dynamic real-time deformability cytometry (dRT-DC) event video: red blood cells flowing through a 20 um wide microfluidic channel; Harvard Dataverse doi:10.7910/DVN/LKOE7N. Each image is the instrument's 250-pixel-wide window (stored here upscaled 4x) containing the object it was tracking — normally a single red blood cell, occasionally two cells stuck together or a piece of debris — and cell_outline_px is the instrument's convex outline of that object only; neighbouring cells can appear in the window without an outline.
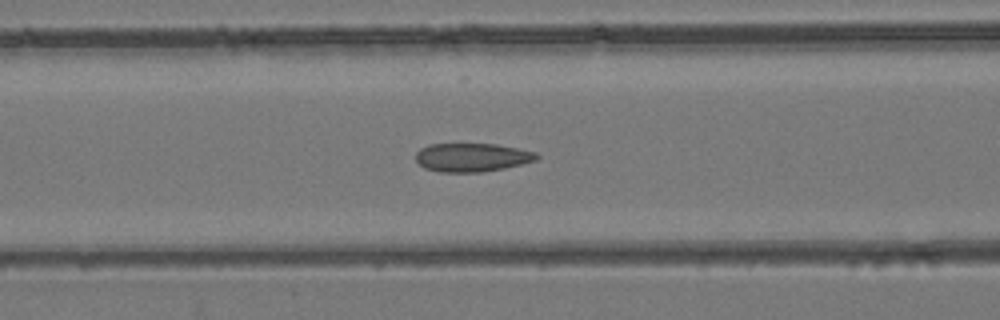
{"species": "common noctule bat (a hibernating species)", "species_latin": "Nyctalus noctula", "temperature_condition": "room temperature", "stored_images_in_passage": 47, "camera_frame_rate_fps": 3000, "um_per_image_px": 0.085, "animal": {"sex": "female", "body_mass_g": 24.6, "forearm_length_mm": 56.2}, "frame": {"image": 1, "passage_image": 19, "time_ms": 6.0, "image_size_px": [1000, 320], "cell_outline_px": [[540, 156], [536, 160], [504, 168], [480, 172], [440, 172], [424, 168], [416, 160], [416, 152], [420, 148], [428, 144], [496, 144], [536, 152]], "centroid_in_image_um": [40.09, 13.37], "position_along_channel_um": 126.5, "area_um2": 20.06}}
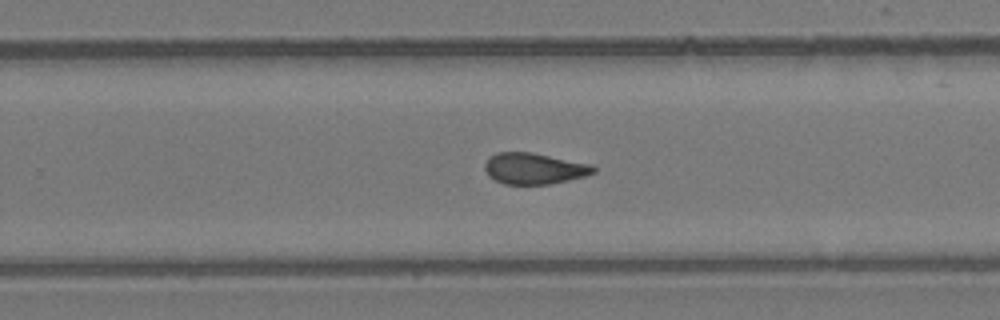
{"frame": {"image": 2, "passage_image": 30, "time_ms": 9.667, "image_size_px": [1000, 320], "cell_outline_px": [[596, 172], [584, 176], [568, 180], [548, 184], [504, 184], [488, 176], [484, 168], [484, 164], [488, 156], [496, 152], [532, 152], [592, 164], [596, 168]], "centroid_in_image_um": [45.38, 14.31], "position_along_channel_um": 284.4, "area_um2": 19.88}}
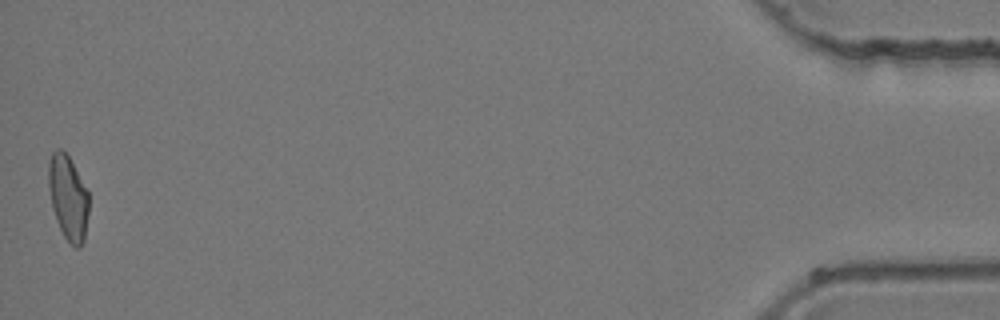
{"frame": {"image": 3, "passage_image": 47, "time_ms": 15.333, "image_size_px": [1000, 320], "cell_outline_px": [[88, 212], [84, 240], [80, 248], [76, 248], [64, 236], [56, 220], [52, 208], [48, 188], [48, 164], [52, 152], [56, 148], [60, 148], [68, 156], [88, 192]], "centroid_in_image_um": [5.77, 16.79], "position_along_channel_um": 429.4, "area_um2": 19.71}}